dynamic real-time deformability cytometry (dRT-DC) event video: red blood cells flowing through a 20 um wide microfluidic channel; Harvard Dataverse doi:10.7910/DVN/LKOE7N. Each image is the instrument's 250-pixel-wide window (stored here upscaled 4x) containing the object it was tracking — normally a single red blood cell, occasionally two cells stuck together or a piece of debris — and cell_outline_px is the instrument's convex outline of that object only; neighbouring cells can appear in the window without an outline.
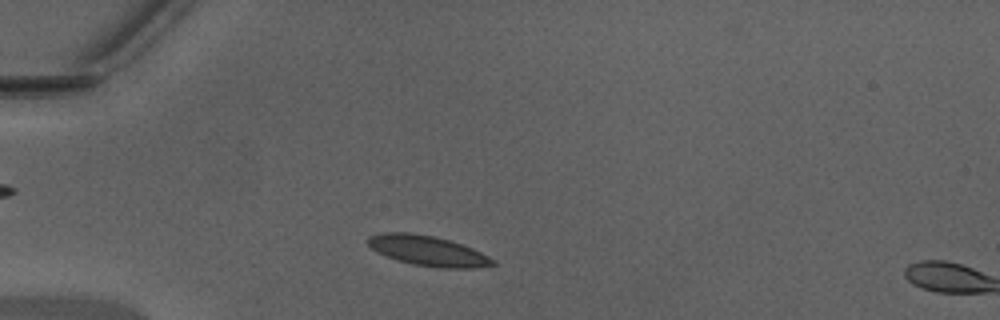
{"species": "Egyptian fruit bat (a non-hibernating species)", "species_latin": "Rousettus aegyptiacus", "temperature_condition": "warm", "stored_images_in_passage": 2, "camera_frame_rate_fps": 3000, "um_per_image_px": 0.085, "animal": {"sex": "male"}, "frame": {"image": 1, "passage_image": 1, "time_ms": 0.0, "image_size_px": [1000, 320], "cell_outline_px": [[496, 264], [476, 268], [440, 268], [412, 264], [396, 260], [384, 256], [376, 252], [368, 244], [368, 236], [380, 232], [412, 232], [432, 236], [448, 240], [472, 248], [496, 260]], "centroid_in_image_um": [36.33, 21.32], "position_along_channel_um": 48.7, "area_um2": 22.02}}